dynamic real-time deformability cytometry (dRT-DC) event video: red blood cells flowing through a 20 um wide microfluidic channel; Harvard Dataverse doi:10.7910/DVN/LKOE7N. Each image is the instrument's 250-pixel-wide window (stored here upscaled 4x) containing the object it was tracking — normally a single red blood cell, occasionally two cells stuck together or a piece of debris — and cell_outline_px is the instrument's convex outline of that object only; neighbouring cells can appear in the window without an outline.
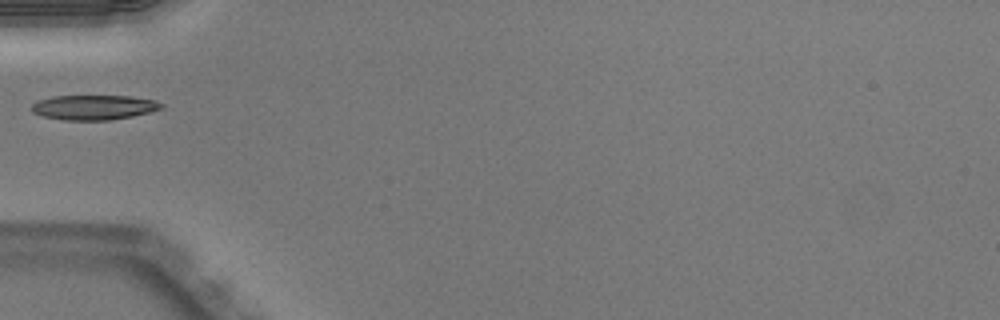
{"species": "Egyptian fruit bat (a non-hibernating species)", "species_latin": "Rousettus aegyptiacus", "temperature_condition": "warm", "stored_images_in_passage": 34, "camera_frame_rate_fps": 3000, "um_per_image_px": 0.085, "animal": {"sex": "male"}, "frame": {"image": 1, "passage_image": 1, "time_ms": 0.0, "image_size_px": [1000, 320], "cell_outline_px": [[164, 108], [152, 112], [112, 120], [64, 120], [44, 116], [32, 112], [28, 108], [32, 104], [40, 100], [52, 96], [128, 96], [152, 100], [164, 104]], "centroid_in_image_um": [7.98, 9.13], "position_along_channel_um": 77.0, "area_um2": 18.79}}
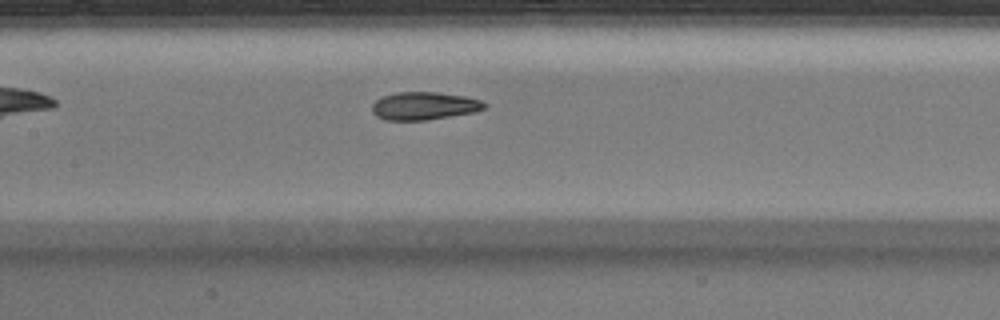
{"frame": {"image": 2, "passage_image": 8, "time_ms": 2.333, "image_size_px": [1000, 320], "cell_outline_px": [[488, 108], [476, 112], [428, 120], [384, 120], [376, 116], [372, 112], [372, 104], [380, 96], [396, 92], [436, 92], [464, 96], [480, 100], [488, 104]], "centroid_in_image_um": [36.06, 9.0], "position_along_channel_um": 171.3, "area_um2": 18.55}}
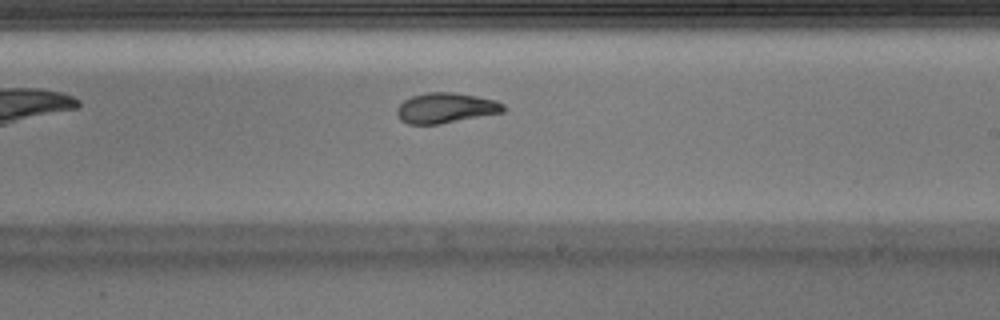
{"frame": {"image": 3, "passage_image": 14, "time_ms": 4.333, "image_size_px": [1000, 320], "cell_outline_px": [[504, 112], [440, 124], [408, 124], [400, 120], [396, 112], [396, 108], [404, 100], [412, 96], [428, 92], [452, 92], [476, 96], [496, 100], [504, 104]], "centroid_in_image_um": [37.87, 9.18], "position_along_channel_um": 251.1, "area_um2": 18.79}}